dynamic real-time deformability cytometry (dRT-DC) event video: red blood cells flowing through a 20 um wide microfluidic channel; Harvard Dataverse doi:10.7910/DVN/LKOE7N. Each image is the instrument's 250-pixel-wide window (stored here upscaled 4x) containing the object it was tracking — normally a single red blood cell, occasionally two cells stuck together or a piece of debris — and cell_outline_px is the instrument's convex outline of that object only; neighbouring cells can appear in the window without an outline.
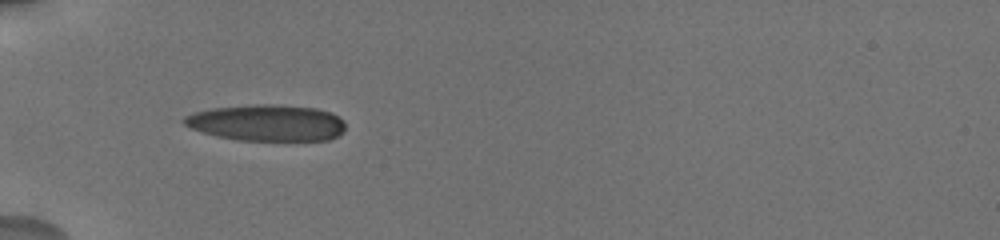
{"species": "human", "species_latin": "Homo sapiens", "temperature_condition": "cold", "stored_images_in_passage": 42, "camera_frame_rate_fps": 3000, "um_per_image_px": 0.085, "donor": {"sex": "male"}, "frame": {"image": 1, "passage_image": 3, "time_ms": 1.0, "image_size_px": [1000, 240], "cell_outline_px": [[344, 132], [328, 140], [236, 140], [216, 136], [192, 128], [184, 124], [180, 120], [184, 116], [192, 112], [212, 108], [256, 104], [268, 104], [316, 108], [332, 112], [340, 116], [344, 120]], "centroid_in_image_um": [22.68, 10.43], "position_along_channel_um": 62.3, "area_um2": 34.33}}
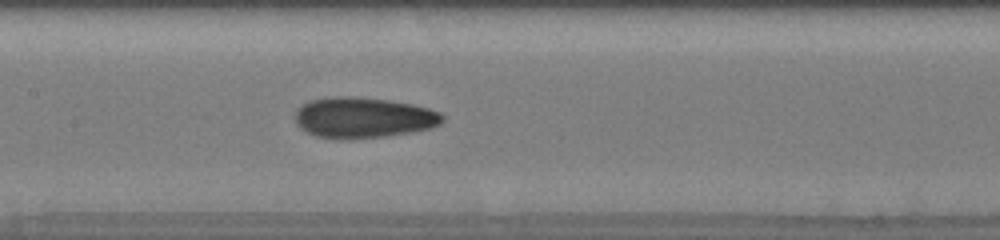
{"frame": {"image": 2, "passage_image": 13, "time_ms": 4.333, "image_size_px": [1000, 240], "cell_outline_px": [[444, 120], [440, 124], [428, 128], [408, 132], [384, 136], [352, 140], [344, 140], [316, 136], [300, 128], [296, 124], [296, 108], [312, 100], [328, 96], [352, 96], [388, 100], [412, 104], [428, 108], [440, 112], [444, 116]], "centroid_in_image_um": [30.85, 10.0], "position_along_channel_um": 176.5, "area_um2": 35.03}}
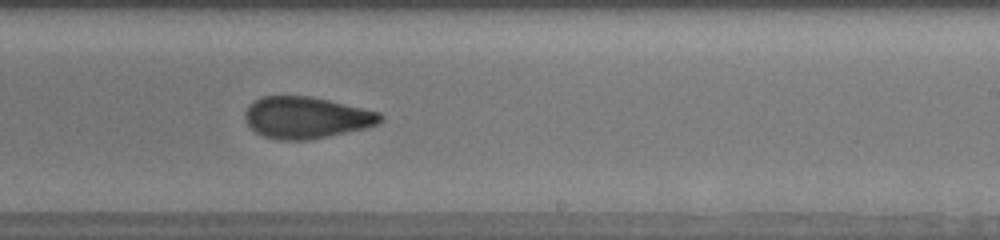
{"frame": {"image": 3, "passage_image": 20, "time_ms": 6.667, "image_size_px": [1000, 240], "cell_outline_px": [[384, 120], [380, 124], [368, 128], [308, 140], [280, 140], [264, 136], [256, 132], [248, 124], [244, 116], [244, 112], [256, 100], [264, 96], [312, 96], [380, 112], [384, 116]], "centroid_in_image_um": [26.1, 10.0], "position_along_channel_um": 262.9, "area_um2": 32.89}, "authors_computed_cell_mechanics": {"area_um2": 32.5703, "velocity_mm_per_s": 3.7286, "shape_relaxation_time_tau1_ms": 8.7101, "shape_relaxation_time_tau2_ms": 2.0437, "deformation_change_tau1": 0.2062, "deformation_change_tau2": 0.0853}}